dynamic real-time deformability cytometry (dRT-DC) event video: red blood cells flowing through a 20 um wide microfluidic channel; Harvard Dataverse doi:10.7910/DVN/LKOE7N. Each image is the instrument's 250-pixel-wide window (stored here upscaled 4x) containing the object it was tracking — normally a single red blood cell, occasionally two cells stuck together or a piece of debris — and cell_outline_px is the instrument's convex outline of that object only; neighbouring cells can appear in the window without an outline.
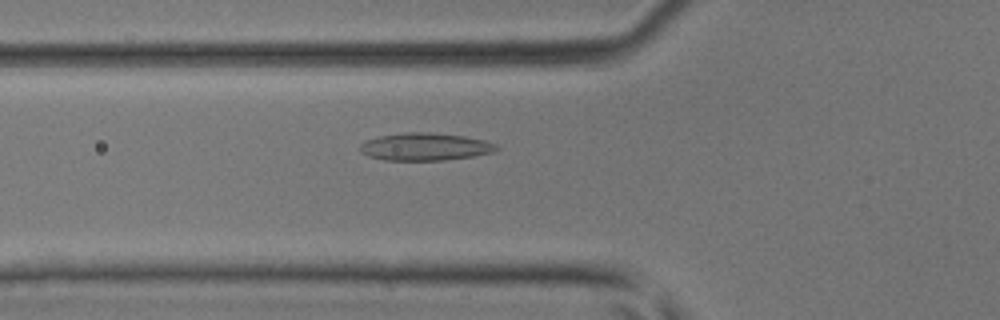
{"species": "common noctule bat (a hibernating species)", "species_latin": "Nyctalus noctula", "temperature_condition": "room temperature", "stored_images_in_passage": 30, "camera_frame_rate_fps": 3000, "um_per_image_px": 0.085, "animal": {"sex": "male", "body_mass_g": 17.9, "forearm_length_mm": 54.2}, "frame": {"image": 1, "passage_image": 2, "time_ms": 0.333, "image_size_px": [1000, 320], "cell_outline_px": [[500, 148], [492, 152], [472, 156], [444, 160], [384, 160], [368, 156], [360, 152], [356, 148], [364, 140], [380, 136], [404, 132], [428, 132], [464, 136], [484, 140], [496, 144]], "centroid_in_image_um": [36.07, 12.47], "position_along_channel_um": 89.7, "area_um2": 22.02}}
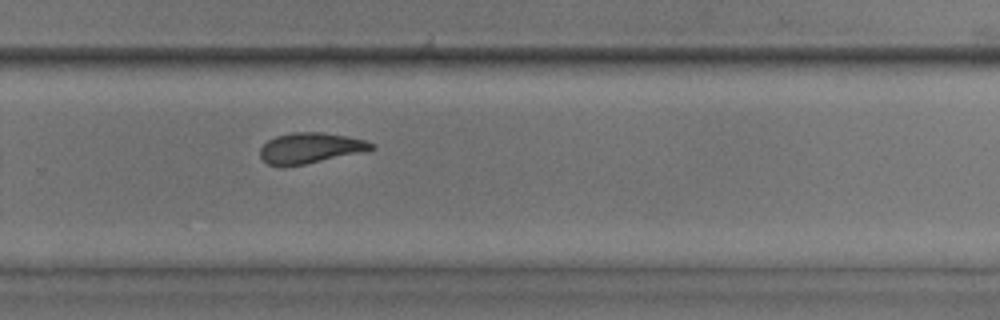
{"frame": {"image": 2, "passage_image": 16, "time_ms": 5.0, "image_size_px": [1000, 320], "cell_outline_px": [[376, 148], [304, 164], [284, 168], [268, 164], [260, 156], [260, 148], [268, 140], [276, 136], [292, 132], [324, 132], [348, 136], [364, 140], [376, 144]], "centroid_in_image_um": [26.33, 12.58], "position_along_channel_um": 303.5, "area_um2": 19.77}}
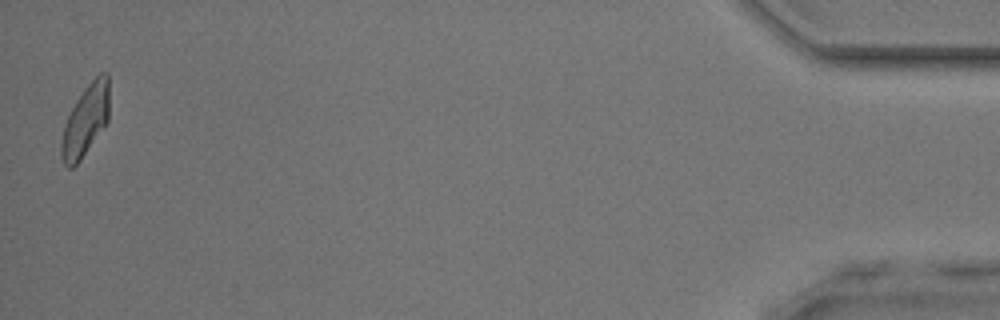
{"frame": {"image": 3, "passage_image": 30, "time_ms": 9.667, "image_size_px": [1000, 320], "cell_outline_px": [[108, 120], [80, 160], [72, 168], [68, 168], [64, 164], [60, 156], [60, 144], [64, 124], [76, 100], [84, 88], [100, 72], [108, 72]], "centroid_in_image_um": [7.24, 10.24], "position_along_channel_um": 428.0, "area_um2": 19.65}}